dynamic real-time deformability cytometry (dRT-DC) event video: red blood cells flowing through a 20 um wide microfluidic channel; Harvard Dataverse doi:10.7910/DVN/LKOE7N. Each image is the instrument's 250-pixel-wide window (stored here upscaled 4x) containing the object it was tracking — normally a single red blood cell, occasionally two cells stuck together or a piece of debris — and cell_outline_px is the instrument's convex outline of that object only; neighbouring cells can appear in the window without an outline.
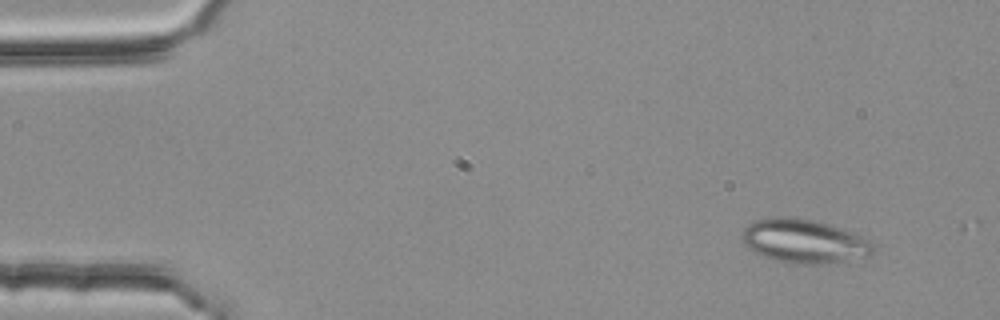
{"species": "common noctule bat (a hibernating species)", "species_latin": "Nyctalus noctula", "temperature_condition": "room temperature", "stored_images_in_passage": 6, "segment_of_instrument_passage": [1, 2], "camera_frame_rate_fps": 3000, "um_per_image_px": 0.085, "animal": {"sex": "female", "body_mass_g": 25.1}, "frame": {"image": 1, "passage_image": 1, "time_ms": 0.0, "image_size_px": [1000, 320], "cell_outline_px": [[876, 244], [872, 252], [868, 256], [836, 264], [792, 264], [776, 260], [764, 256], [748, 248], [744, 244], [740, 236], [744, 228], [748, 224], [756, 220], [784, 216], [788, 216], [812, 220], [840, 228], [852, 232]], "centroid_in_image_um": [68.36, 20.52], "position_along_channel_um": 16.6, "area_um2": 33.64}}